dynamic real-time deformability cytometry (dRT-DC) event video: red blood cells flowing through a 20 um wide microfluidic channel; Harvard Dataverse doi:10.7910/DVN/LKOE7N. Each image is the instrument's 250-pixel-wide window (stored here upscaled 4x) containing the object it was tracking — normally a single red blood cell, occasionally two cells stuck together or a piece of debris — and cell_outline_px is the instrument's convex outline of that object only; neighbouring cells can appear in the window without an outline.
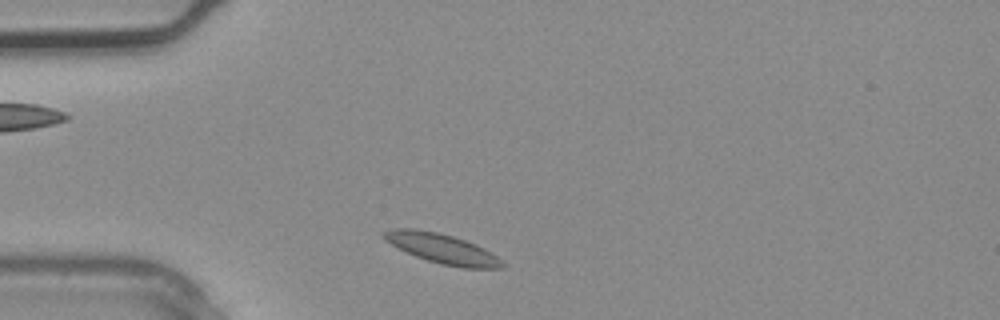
{"species": "common noctule bat (a hibernating species)", "species_latin": "Nyctalus noctula", "temperature_condition": "warm", "stored_images_in_passage": 2, "camera_frame_rate_fps": 3000, "um_per_image_px": 0.085, "animal": {"sex": "male", "body_mass_g": 20.4}, "frame": {"image": 1, "passage_image": 2, "time_ms": 0.333, "image_size_px": [1000, 320], "cell_outline_px": [[508, 268], [460, 268], [440, 264], [416, 256], [384, 240], [380, 236], [380, 232], [396, 228], [412, 228], [436, 232], [452, 236], [476, 244], [484, 248], [508, 264]], "centroid_in_image_um": [37.62, 21.14], "position_along_channel_um": 47.4, "area_um2": 20.58}}